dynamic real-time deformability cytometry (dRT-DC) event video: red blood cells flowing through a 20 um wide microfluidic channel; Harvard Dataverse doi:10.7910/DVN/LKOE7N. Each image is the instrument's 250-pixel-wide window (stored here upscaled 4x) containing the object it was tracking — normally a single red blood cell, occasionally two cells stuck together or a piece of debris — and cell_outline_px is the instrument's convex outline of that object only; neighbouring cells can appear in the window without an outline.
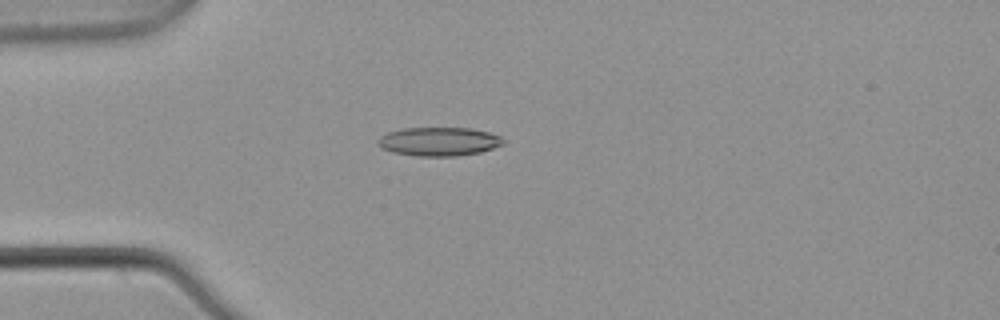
{"species": "common noctule bat (a hibernating species)", "species_latin": "Nyctalus noctula", "temperature_condition": "warm", "stored_images_in_passage": 5, "camera_frame_rate_fps": 3000, "um_per_image_px": 0.085, "animal": {"sex": "male", "body_mass_g": 21.5, "forearm_length_mm": 52.0}, "frame": {"image": 1, "passage_image": 4, "time_ms": 1.0, "image_size_px": [1000, 320], "cell_outline_px": [[504, 144], [480, 152], [456, 156], [416, 156], [392, 152], [384, 148], [376, 140], [380, 136], [388, 132], [404, 128], [472, 128], [488, 132], [500, 136], [504, 140]], "centroid_in_image_um": [37.32, 12.03], "position_along_channel_um": 47.7, "area_um2": 20.87}}